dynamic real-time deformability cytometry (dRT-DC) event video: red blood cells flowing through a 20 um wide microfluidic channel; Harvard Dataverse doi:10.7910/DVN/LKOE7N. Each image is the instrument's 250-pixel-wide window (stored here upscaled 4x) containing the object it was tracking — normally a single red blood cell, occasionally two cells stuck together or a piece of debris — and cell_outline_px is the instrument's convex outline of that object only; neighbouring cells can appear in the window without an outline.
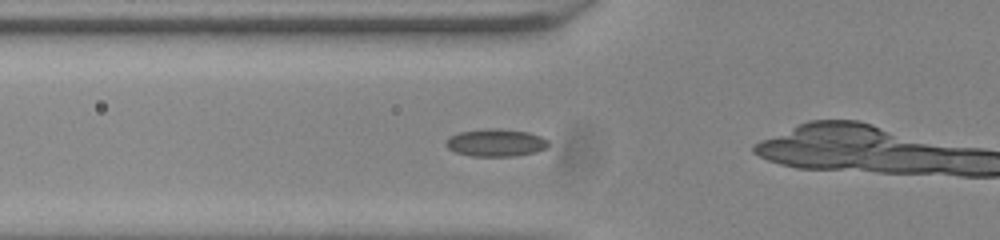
{"species": "common noctule bat (a hibernating species)", "species_latin": "Nyctalus noctula", "temperature_condition": "room temperature", "stored_images_in_passage": 37, "camera_frame_rate_fps": 3000, "um_per_image_px": 0.085, "animal": {"sex": "male", "body_mass_g": 20.0, "forearm_length_mm": 53.3}, "frame": {"image": 1, "passage_image": 16, "time_ms": 5.0, "image_size_px": [1000, 240], "cell_outline_px": [[548, 148], [536, 152], [512, 156], [472, 156], [456, 152], [448, 148], [444, 144], [444, 140], [448, 136], [460, 132], [488, 128], [496, 128], [528, 132], [540, 136], [548, 140]], "centroid_in_image_um": [42.12, 12.13], "position_along_channel_um": 83.7, "area_um2": 16.53}}
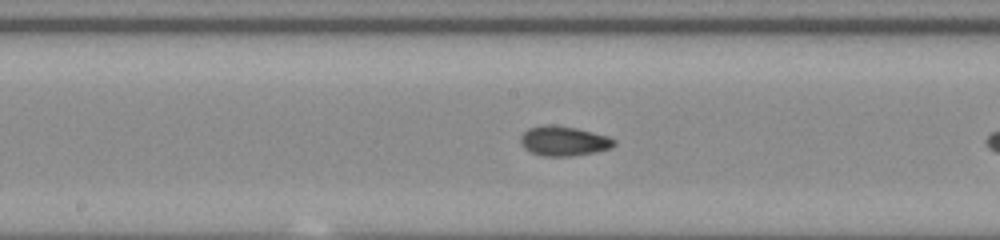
{"frame": {"image": 2, "passage_image": 25, "time_ms": 8.0, "image_size_px": [1000, 240], "cell_outline_px": [[616, 144], [612, 148], [596, 152], [572, 156], [544, 156], [532, 152], [524, 148], [520, 144], [520, 136], [528, 128], [544, 124], [552, 124], [576, 128], [608, 136], [616, 140]], "centroid_in_image_um": [47.92, 11.98], "position_along_channel_um": 200.3, "area_um2": 16.36}}
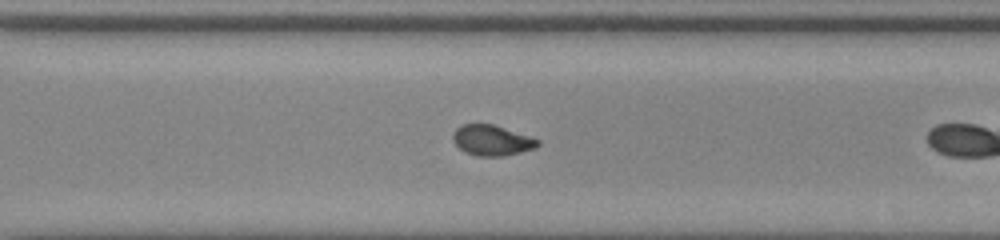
{"frame": {"image": 3, "passage_image": 35, "time_ms": 11.333, "image_size_px": [1000, 240], "cell_outline_px": [[540, 144], [536, 148], [504, 156], [476, 156], [464, 152], [452, 140], [452, 132], [460, 124], [492, 124], [540, 140]], "centroid_in_image_um": [41.77, 11.93], "position_along_channel_um": 328.8, "area_um2": 15.09}}